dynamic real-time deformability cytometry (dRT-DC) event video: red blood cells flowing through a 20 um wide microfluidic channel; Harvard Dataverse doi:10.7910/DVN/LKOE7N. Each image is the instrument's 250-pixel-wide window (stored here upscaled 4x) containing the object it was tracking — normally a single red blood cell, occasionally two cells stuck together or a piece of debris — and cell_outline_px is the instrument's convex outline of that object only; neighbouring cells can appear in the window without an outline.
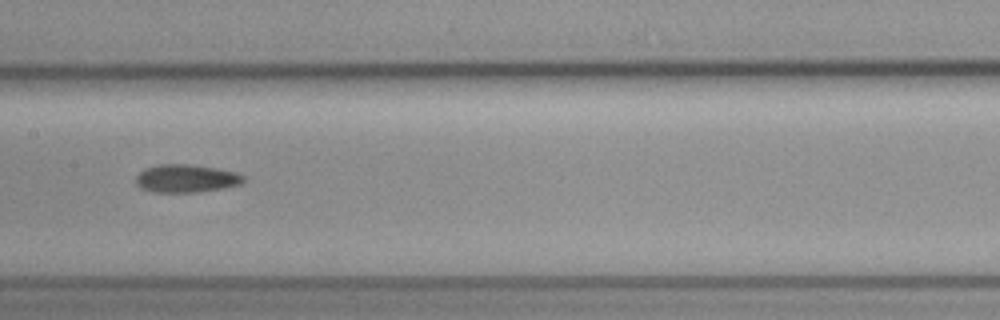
{"species": "common noctule bat (a hibernating species)", "species_latin": "Nyctalus noctula", "temperature_condition": "cold", "stored_images_in_passage": 11, "camera_frame_rate_fps": 3000, "um_per_image_px": 0.085, "animal": {"sex": "female", "body_mass_g": 19.3, "forearm_length_mm": 54.1}, "frame": {"image": 1, "passage_image": 8, "time_ms": 2.333, "image_size_px": [1000, 320], "cell_outline_px": [[244, 180], [240, 184], [224, 188], [196, 192], [156, 192], [140, 188], [136, 184], [136, 176], [144, 168], [156, 164], [188, 164], [216, 168], [236, 172], [244, 176]], "centroid_in_image_um": [15.8, 15.16], "position_along_channel_um": 191.6, "area_um2": 17.57}}
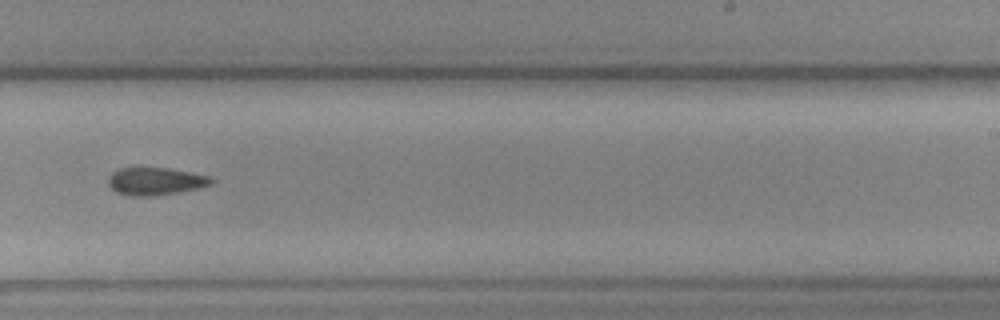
{"frame": {"image": 2, "passage_image": 10, "time_ms": 3.0, "image_size_px": [1000, 320], "cell_outline_px": [[212, 184], [196, 188], [176, 192], [152, 196], [128, 196], [116, 192], [108, 184], [108, 176], [112, 172], [120, 168], [136, 164], [140, 164], [168, 168], [208, 176], [212, 180]], "centroid_in_image_um": [13.09, 15.35], "position_along_channel_um": 275.9, "area_um2": 17.05}}
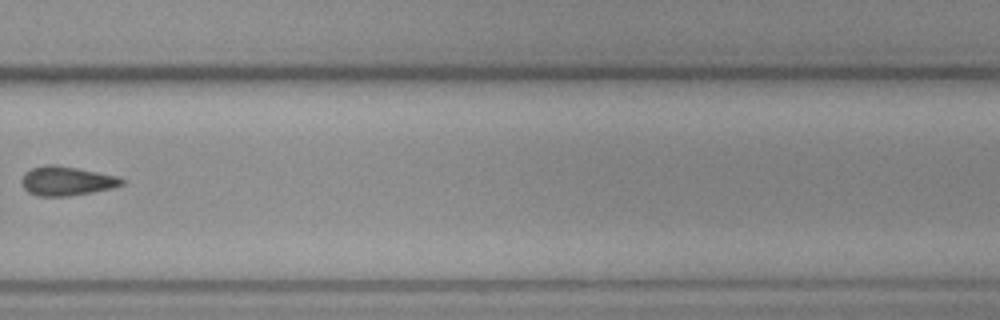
{"frame": {"image": 3, "passage_image": 11, "time_ms": 3.333, "image_size_px": [1000, 320], "cell_outline_px": [[124, 184], [112, 188], [92, 192], [68, 196], [36, 196], [28, 192], [24, 188], [20, 180], [24, 172], [32, 168], [44, 164], [56, 164], [116, 176], [124, 180]], "centroid_in_image_um": [5.6, 15.38], "position_along_channel_um": 324.2, "area_um2": 17.05}}